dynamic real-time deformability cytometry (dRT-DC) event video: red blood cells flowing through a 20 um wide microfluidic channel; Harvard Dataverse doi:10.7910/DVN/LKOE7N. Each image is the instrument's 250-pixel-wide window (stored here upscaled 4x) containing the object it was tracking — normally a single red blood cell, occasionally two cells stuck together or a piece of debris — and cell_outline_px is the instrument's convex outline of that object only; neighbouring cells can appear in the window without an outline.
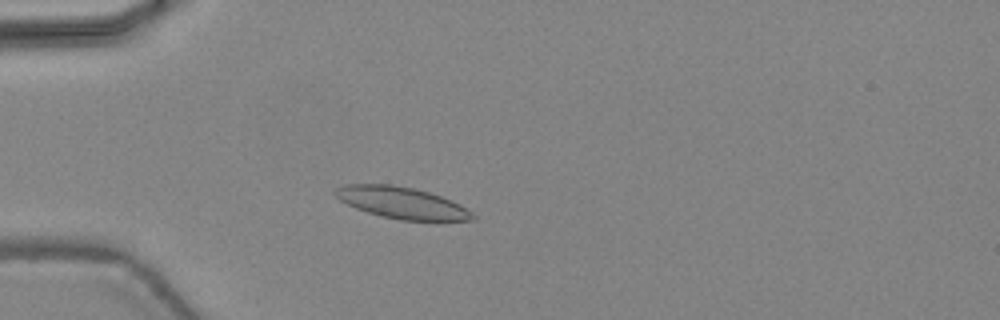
{"species": "common noctule bat (a hibernating species)", "species_latin": "Nyctalus noctula", "temperature_condition": "warm", "stored_images_in_passage": 44, "camera_frame_rate_fps": 3000, "um_per_image_px": 0.085, "animal": {"sex": "female", "body_mass_g": 24.6, "forearm_length_mm": 56.2}, "frame": {"image": 1, "passage_image": 11, "time_ms": 3.333, "image_size_px": [1000, 320], "cell_outline_px": [[476, 220], [400, 220], [368, 212], [356, 208], [340, 200], [332, 192], [336, 188], [344, 184], [392, 184], [412, 188], [428, 192], [452, 200], [460, 204], [472, 212], [476, 216]], "centroid_in_image_um": [34.15, 17.23], "position_along_channel_um": 50.8, "area_um2": 25.09}}
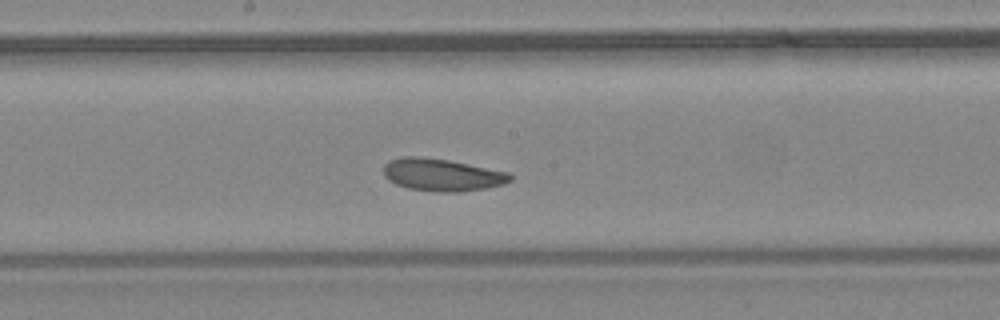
{"frame": {"image": 2, "passage_image": 23, "time_ms": 7.333, "image_size_px": [1000, 320], "cell_outline_px": [[512, 180], [504, 184], [484, 188], [460, 192], [436, 192], [408, 188], [396, 184], [388, 180], [384, 176], [384, 164], [388, 160], [404, 156], [420, 156], [448, 160], [508, 172], [512, 176]], "centroid_in_image_um": [37.54, 14.86], "position_along_channel_um": 210.7, "area_um2": 23.93}}
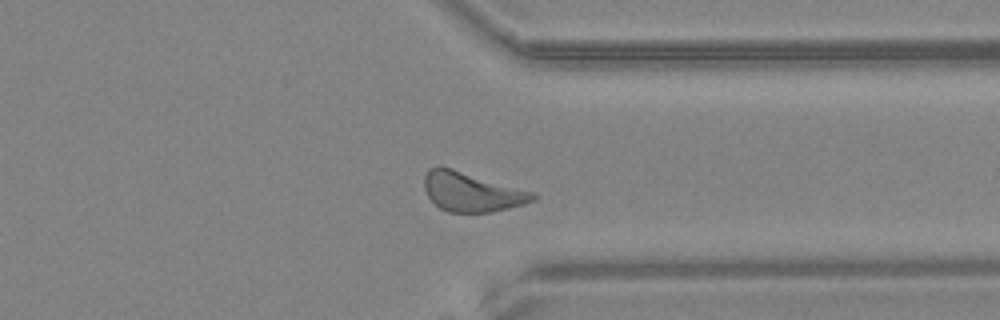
{"frame": {"image": 3, "passage_image": 34, "time_ms": 11.0, "image_size_px": [1000, 320], "cell_outline_px": [[540, 196], [536, 200], [524, 204], [492, 212], [448, 212], [440, 208], [428, 196], [424, 188], [424, 176], [428, 168], [436, 164], [440, 164], [532, 192]], "centroid_in_image_um": [40.06, 16.28], "position_along_channel_um": 371.3, "area_um2": 25.09}, "authors_computed_cell_mechanics": {"area_um2": 24.4783, "velocity_mm_per_s": 4.4065, "shape_relaxation_time_tau1_ms": 2.464, "shape_relaxation_time_tau2_ms": 9.9665, "deformation_change_tau1": 0.0838, "deformation_change_tau2": 0.213}}